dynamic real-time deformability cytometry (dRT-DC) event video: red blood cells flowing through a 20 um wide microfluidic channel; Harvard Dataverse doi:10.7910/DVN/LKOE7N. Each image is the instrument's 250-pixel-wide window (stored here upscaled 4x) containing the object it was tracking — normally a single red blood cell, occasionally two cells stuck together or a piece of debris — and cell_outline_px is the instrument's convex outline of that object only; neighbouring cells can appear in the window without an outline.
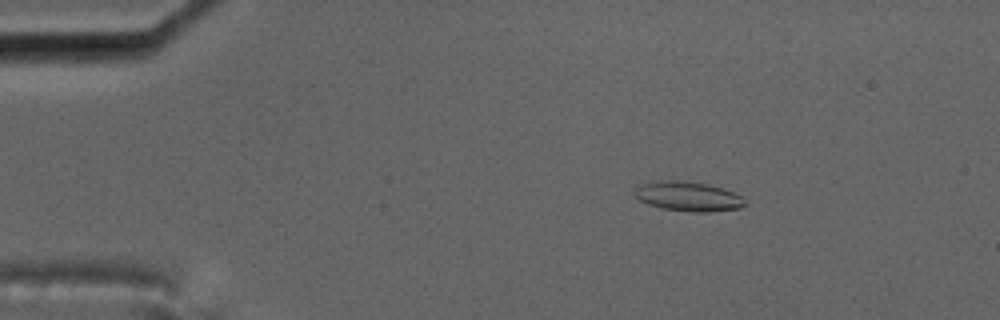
{"species": "common noctule bat (a hibernating species)", "species_latin": "Nyctalus noctula", "temperature_condition": "cold", "stored_images_in_passage": 58, "camera_frame_rate_fps": 3000, "um_per_image_px": 0.085, "animal": {"sex": "male", "body_mass_g": 17.5, "forearm_length_mm": 52.3}, "frame": {"image": 1, "passage_image": 10, "time_ms": 3.0, "image_size_px": [1000, 320], "cell_outline_px": [[744, 204], [740, 208], [708, 212], [692, 212], [660, 208], [648, 204], [640, 200], [632, 192], [636, 184], [656, 180], [680, 180], [704, 184], [720, 188], [732, 192], [740, 196], [744, 200]], "centroid_in_image_um": [58.38, 16.68], "position_along_channel_um": 26.6, "area_um2": 19.02}}
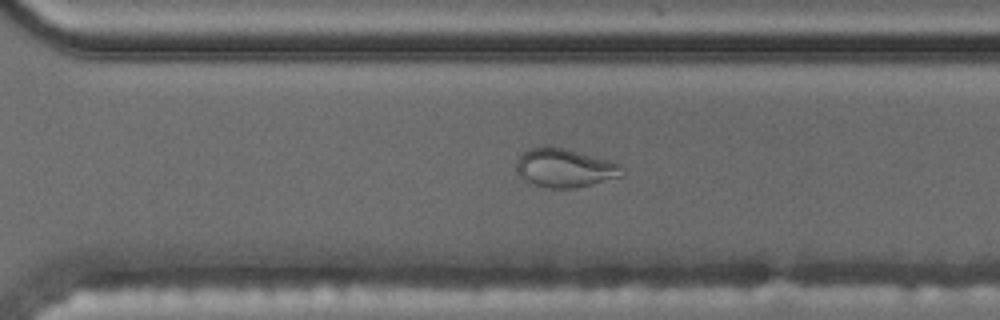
{"frame": {"image": 2, "passage_image": 41, "time_ms": 13.333, "image_size_px": [1000, 320], "cell_outline_px": [[624, 176], [576, 188], [548, 188], [532, 184], [524, 180], [516, 172], [516, 160], [528, 148], [544, 144], [564, 148], [612, 160], [620, 164], [624, 168]], "centroid_in_image_um": [48.01, 14.26], "position_along_channel_um": 322.6, "area_um2": 24.45}}
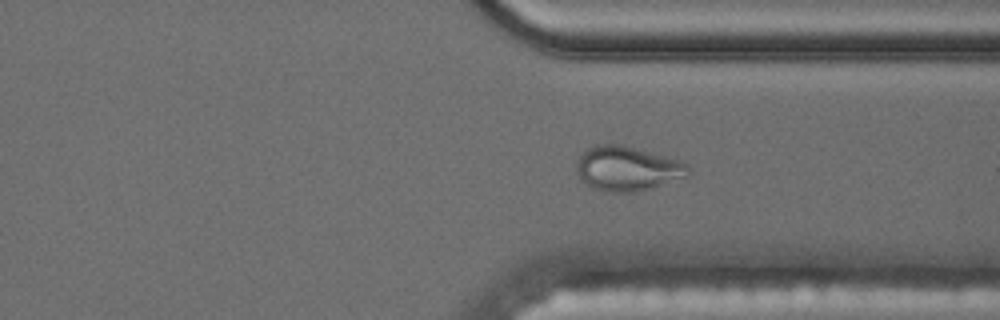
{"frame": {"image": 3, "passage_image": 44, "time_ms": 14.333, "image_size_px": [1000, 320], "cell_outline_px": [[692, 168], [688, 176], [648, 188], [632, 192], [616, 192], [596, 188], [580, 180], [576, 172], [576, 164], [580, 156], [588, 148], [596, 144], [620, 144], [676, 160]], "centroid_in_image_um": [53.28, 14.32], "position_along_channel_um": 358.1, "area_um2": 28.26}}